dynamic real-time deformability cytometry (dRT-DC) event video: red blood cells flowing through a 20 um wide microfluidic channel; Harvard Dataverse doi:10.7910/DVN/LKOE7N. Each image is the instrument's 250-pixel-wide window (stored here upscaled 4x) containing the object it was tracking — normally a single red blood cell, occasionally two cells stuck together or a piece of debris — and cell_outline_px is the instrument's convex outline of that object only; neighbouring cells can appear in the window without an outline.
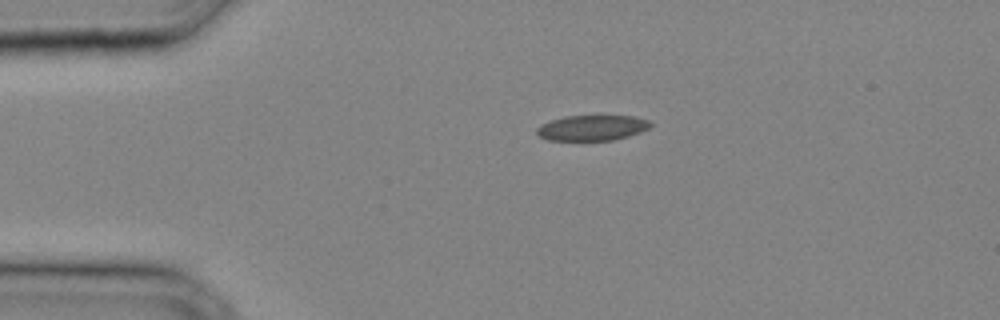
{"species": "common noctule bat (a hibernating species)", "species_latin": "Nyctalus noctula", "temperature_condition": "cold", "stored_images_in_passage": 31, "camera_frame_rate_fps": 3000, "um_per_image_px": 0.085, "animal": {"sex": "male", "body_mass_g": 20.4}, "frame": {"image": 1, "passage_image": 6, "time_ms": 1.667, "image_size_px": [1000, 320], "cell_outline_px": [[652, 124], [648, 128], [640, 132], [628, 136], [612, 140], [548, 140], [540, 136], [536, 132], [536, 128], [540, 124], [564, 116], [636, 116], [652, 120]], "centroid_in_image_um": [50.35, 10.86], "position_along_channel_um": 34.7, "area_um2": 16.88}}
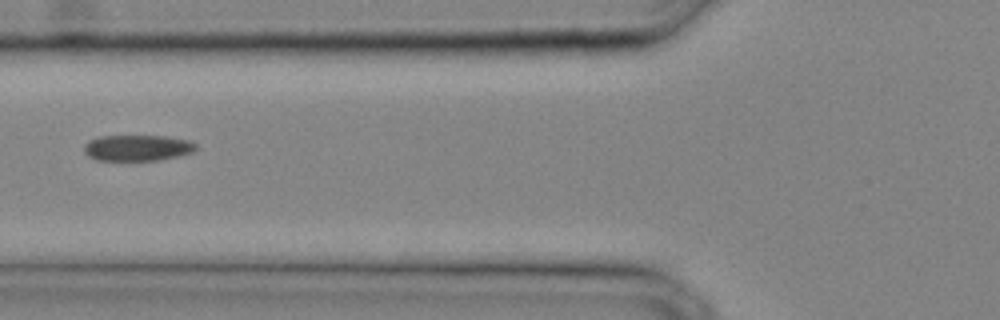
{"frame": {"image": 2, "passage_image": 12, "time_ms": 3.667, "image_size_px": [1000, 320], "cell_outline_px": [[196, 148], [192, 152], [180, 156], [160, 160], [96, 160], [88, 156], [84, 152], [84, 144], [88, 140], [100, 136], [164, 136], [188, 140], [196, 144]], "centroid_in_image_um": [11.66, 12.57], "position_along_channel_um": 114.1, "area_um2": 16.99}}
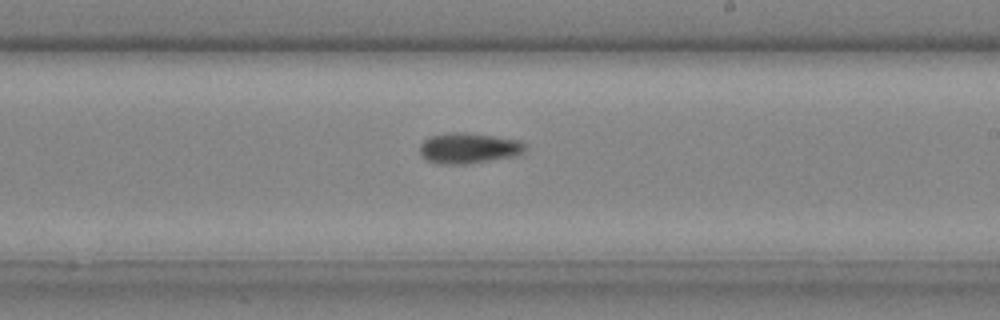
{"frame": {"image": 3, "passage_image": 19, "time_ms": 6.0, "image_size_px": [1000, 320], "cell_outline_px": [[528, 144], [524, 152], [516, 156], [468, 164], [440, 164], [428, 160], [420, 156], [420, 144], [424, 140], [432, 136], [452, 132], [464, 132], [520, 140]], "centroid_in_image_um": [39.87, 12.6], "position_along_channel_um": 249.1, "area_um2": 18.9}}